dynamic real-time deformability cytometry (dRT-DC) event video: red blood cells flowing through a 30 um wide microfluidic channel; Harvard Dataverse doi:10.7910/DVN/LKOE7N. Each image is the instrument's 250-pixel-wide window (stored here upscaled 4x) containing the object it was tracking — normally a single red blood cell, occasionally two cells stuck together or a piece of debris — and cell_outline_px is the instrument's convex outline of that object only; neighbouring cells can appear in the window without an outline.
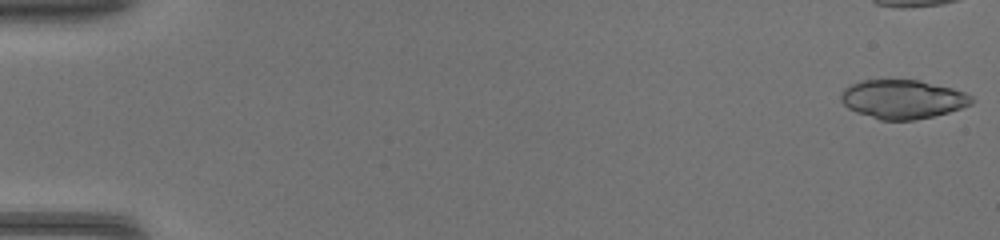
{"species": "common noctule bat (a hibernating species)", "species_latin": "Nyctalus noctula", "temperature_condition": "warm", "stored_images_in_passage": 37, "camera_frame_rate_fps": 3000, "um_per_image_px": 0.085, "animal": {"sex": "female", "body_mass_g": 17.0, "forearm_length_mm": 48.0}, "frame": {"image": 1, "passage_image": 1, "time_ms": 0.0, "image_size_px": [1000, 240], "cell_outline_px": [[976, 100], [972, 104], [948, 112], [932, 116], [912, 120], [880, 120], [856, 112], [848, 108], [840, 100], [840, 96], [844, 88], [860, 80], [920, 80], [952, 88], [964, 92], [972, 96]], "centroid_in_image_um": [76.73, 8.43], "position_along_channel_um": 8.3, "area_um2": 29.59}}